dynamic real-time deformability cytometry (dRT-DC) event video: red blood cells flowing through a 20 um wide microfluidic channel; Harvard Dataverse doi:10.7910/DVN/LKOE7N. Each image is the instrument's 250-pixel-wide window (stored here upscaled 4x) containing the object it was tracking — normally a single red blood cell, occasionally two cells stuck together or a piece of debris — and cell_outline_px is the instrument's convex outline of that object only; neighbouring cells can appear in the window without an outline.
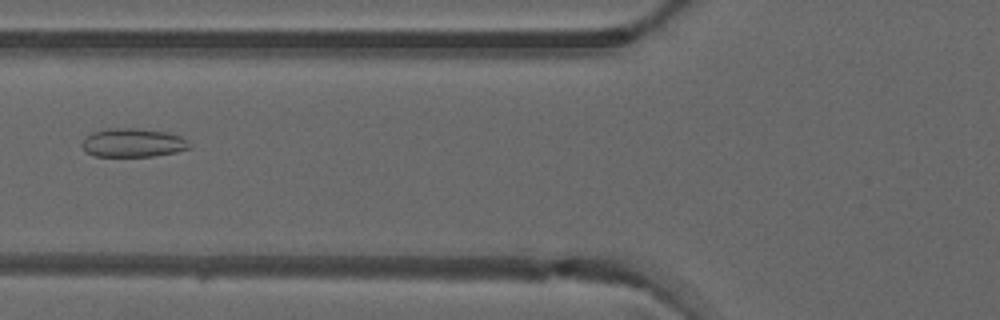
{"species": "common noctule bat (a hibernating species)", "species_latin": "Nyctalus noctula", "temperature_condition": "warm", "stored_images_in_passage": 6, "camera_frame_rate_fps": 3000, "um_per_image_px": 0.085, "animal": {"sex": "male", "forearm_length_mm": 52.5}, "frame": {"image": 1, "passage_image": 5, "time_ms": 1.333, "image_size_px": [1000, 320], "cell_outline_px": [[192, 148], [176, 152], [152, 156], [96, 156], [84, 152], [80, 144], [84, 136], [92, 132], [108, 128], [136, 128], [168, 132], [180, 136]], "centroid_in_image_um": [11.23, 12.13], "position_along_channel_um": 114.6, "area_um2": 18.09}}
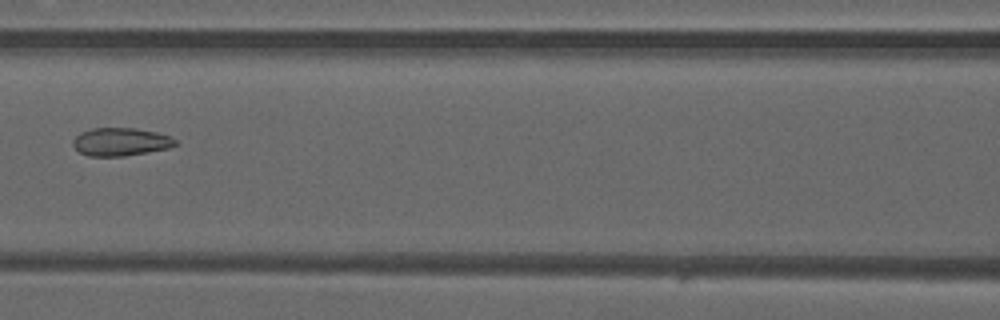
{"frame": {"image": 2, "passage_image": 6, "time_ms": 1.667, "image_size_px": [1000, 320], "cell_outline_px": [[180, 144], [168, 148], [148, 152], [124, 156], [88, 156], [80, 152], [72, 144], [72, 140], [80, 132], [92, 128], [136, 128], [156, 132], [168, 136], [176, 140]], "centroid_in_image_um": [10.25, 12.05], "position_along_channel_um": 156.3, "area_um2": 16.76}}